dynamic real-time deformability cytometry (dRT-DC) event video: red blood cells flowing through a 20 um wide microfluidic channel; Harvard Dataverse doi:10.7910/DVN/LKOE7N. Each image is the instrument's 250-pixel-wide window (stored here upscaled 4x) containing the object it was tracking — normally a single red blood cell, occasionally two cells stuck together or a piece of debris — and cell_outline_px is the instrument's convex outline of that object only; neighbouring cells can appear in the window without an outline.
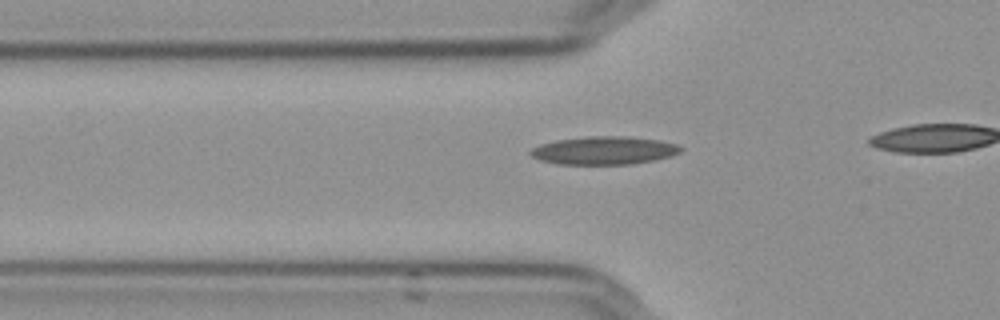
{"species": "Egyptian fruit bat (a non-hibernating species)", "species_latin": "Rousettus aegyptiacus", "temperature_condition": "cold", "stored_images_in_passage": 9, "camera_frame_rate_fps": 3000, "um_per_image_px": 0.085, "frame": {"image": 1, "passage_image": 3, "time_ms": 0.667, "image_size_px": [1000, 320], "cell_outline_px": [[684, 148], [680, 152], [672, 156], [632, 164], [556, 164], [540, 160], [532, 156], [528, 152], [532, 148], [540, 144], [556, 140], [584, 136], [628, 136], [660, 140], [676, 144]], "centroid_in_image_um": [51.34, 12.78], "position_along_channel_um": 74.5, "area_um2": 24.74}}
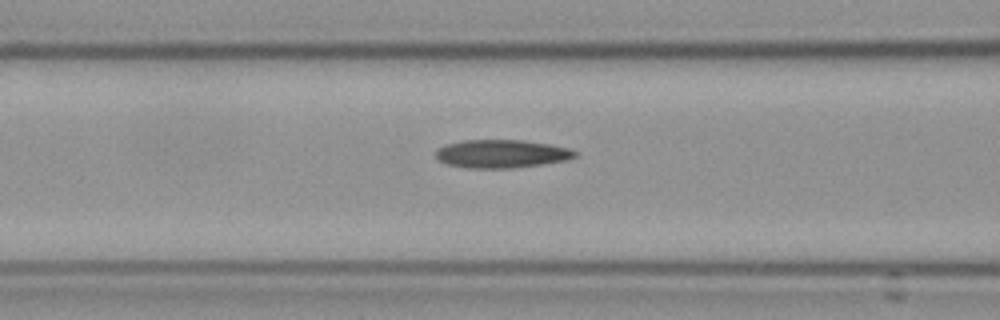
{"frame": {"image": 2, "passage_image": 7, "time_ms": 2.0, "image_size_px": [1000, 320], "cell_outline_px": [[576, 156], [564, 160], [540, 164], [512, 168], [468, 168], [448, 164], [440, 160], [436, 156], [436, 148], [444, 144], [464, 140], [524, 140], [548, 144], [568, 148], [576, 152]], "centroid_in_image_um": [42.57, 13.06], "position_along_channel_um": 124.0, "area_um2": 22.66}}